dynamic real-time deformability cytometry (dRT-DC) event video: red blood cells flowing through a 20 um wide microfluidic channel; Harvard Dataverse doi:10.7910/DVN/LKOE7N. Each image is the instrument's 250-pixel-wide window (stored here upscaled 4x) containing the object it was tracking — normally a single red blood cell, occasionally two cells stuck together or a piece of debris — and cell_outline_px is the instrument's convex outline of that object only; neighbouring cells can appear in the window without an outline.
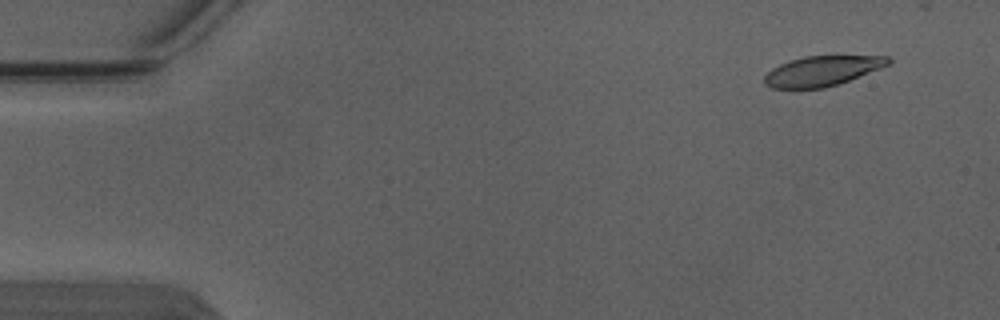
{"species": "Egyptian fruit bat (a non-hibernating species)", "species_latin": "Rousettus aegyptiacus", "temperature_condition": "warm", "stored_images_in_passage": 6, "camera_frame_rate_fps": 3000, "um_per_image_px": 0.085, "animal": {"sex": "male"}, "frame": {"image": 1, "passage_image": 2, "time_ms": 0.333, "image_size_px": [1000, 320], "cell_outline_px": [[892, 60], [888, 64], [880, 68], [848, 80], [824, 88], [772, 88], [764, 84], [764, 76], [772, 68], [780, 64], [804, 56], [888, 56]], "centroid_in_image_um": [69.85, 6.03], "position_along_channel_um": 15.2, "area_um2": 21.27}}